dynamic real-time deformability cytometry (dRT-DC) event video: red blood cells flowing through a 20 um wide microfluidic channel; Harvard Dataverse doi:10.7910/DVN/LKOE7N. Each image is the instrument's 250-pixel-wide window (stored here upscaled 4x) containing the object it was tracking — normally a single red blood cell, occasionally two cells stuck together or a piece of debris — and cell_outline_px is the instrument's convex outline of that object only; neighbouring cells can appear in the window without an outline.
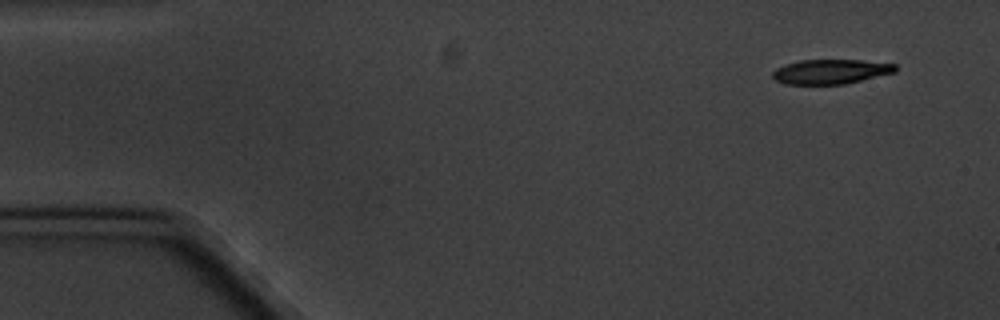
{"species": "common noctule bat (a hibernating species)", "species_latin": "Nyctalus noctula", "temperature_condition": "cold", "stored_images_in_passage": 5, "camera_frame_rate_fps": 3000, "um_per_image_px": 0.085, "animal": {"sex": "male", "body_mass_g": 20.1, "forearm_length_mm": 53.5}, "frame": {"image": 1, "passage_image": 1, "time_ms": 0.0, "image_size_px": [1000, 320], "cell_outline_px": [[896, 72], [844, 84], [784, 84], [776, 80], [772, 76], [772, 72], [776, 68], [784, 64], [800, 60], [860, 60], [896, 64]], "centroid_in_image_um": [70.58, 6.08], "position_along_channel_um": 14.4, "area_um2": 17.57}}